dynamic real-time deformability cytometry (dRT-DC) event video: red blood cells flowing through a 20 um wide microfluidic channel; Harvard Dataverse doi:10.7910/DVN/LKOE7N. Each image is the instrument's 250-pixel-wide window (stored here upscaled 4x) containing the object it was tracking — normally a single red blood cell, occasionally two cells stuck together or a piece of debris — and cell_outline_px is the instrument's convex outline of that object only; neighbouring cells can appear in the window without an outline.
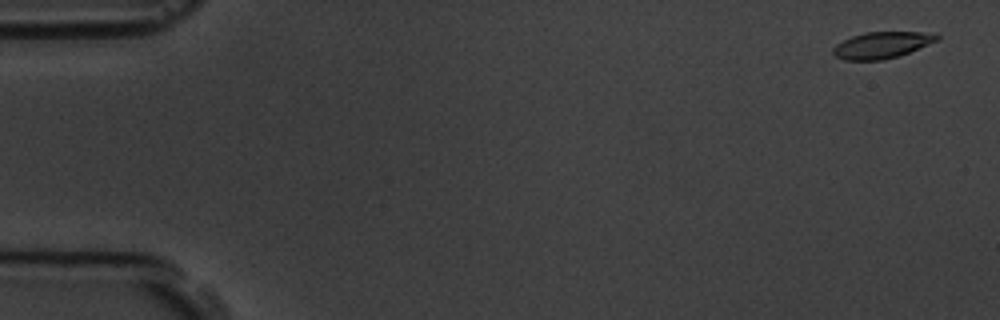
{"species": "common noctule bat (a hibernating species)", "species_latin": "Nyctalus noctula", "temperature_condition": "room temperature", "stored_images_in_passage": 3, "camera_frame_rate_fps": 3000, "um_per_image_px": 0.085, "animal": {"sex": "male", "body_mass_g": 19.5, "forearm_length_mm": 54.6}, "frame": {"image": 1, "passage_image": 1, "time_ms": 0.0, "image_size_px": [1000, 320], "cell_outline_px": [[940, 40], [908, 52], [884, 60], [844, 60], [836, 56], [832, 52], [832, 48], [836, 44], [852, 36], [864, 32], [936, 32], [940, 36]], "centroid_in_image_um": [74.98, 3.82], "position_along_channel_um": 10.0, "area_um2": 16.07}}